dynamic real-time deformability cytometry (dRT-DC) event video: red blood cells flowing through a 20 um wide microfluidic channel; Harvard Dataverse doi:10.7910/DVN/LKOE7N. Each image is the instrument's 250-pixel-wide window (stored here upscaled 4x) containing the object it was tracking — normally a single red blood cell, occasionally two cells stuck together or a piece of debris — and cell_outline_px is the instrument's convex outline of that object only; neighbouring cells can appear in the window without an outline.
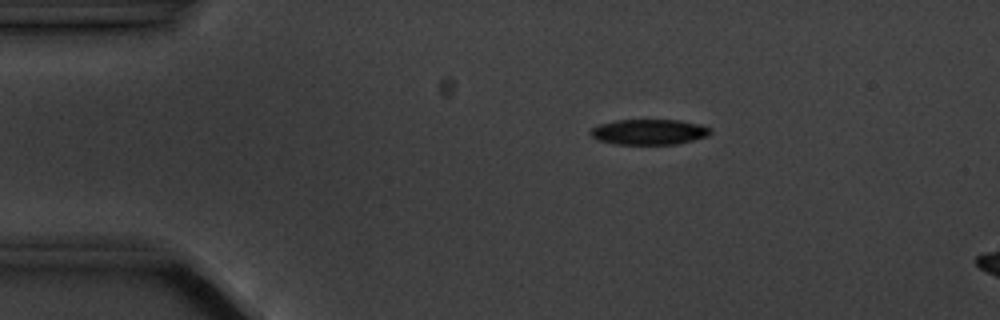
{"species": "common noctule bat (a hibernating species)", "species_latin": "Nyctalus noctula", "temperature_condition": "cold", "stored_images_in_passage": 4, "camera_frame_rate_fps": 3000, "um_per_image_px": 0.085, "animal": {"sex": "male", "body_mass_g": 20.1, "forearm_length_mm": 53.5}, "frame": {"image": 1, "passage_image": 2, "time_ms": 1.0, "image_size_px": [1000, 320], "cell_outline_px": [[712, 132], [708, 136], [676, 144], [616, 144], [600, 140], [592, 136], [588, 132], [592, 128], [600, 124], [616, 120], [680, 120], [700, 124], [712, 128]], "centroid_in_image_um": [55.2, 11.21], "position_along_channel_um": 29.8, "area_um2": 17.74}}